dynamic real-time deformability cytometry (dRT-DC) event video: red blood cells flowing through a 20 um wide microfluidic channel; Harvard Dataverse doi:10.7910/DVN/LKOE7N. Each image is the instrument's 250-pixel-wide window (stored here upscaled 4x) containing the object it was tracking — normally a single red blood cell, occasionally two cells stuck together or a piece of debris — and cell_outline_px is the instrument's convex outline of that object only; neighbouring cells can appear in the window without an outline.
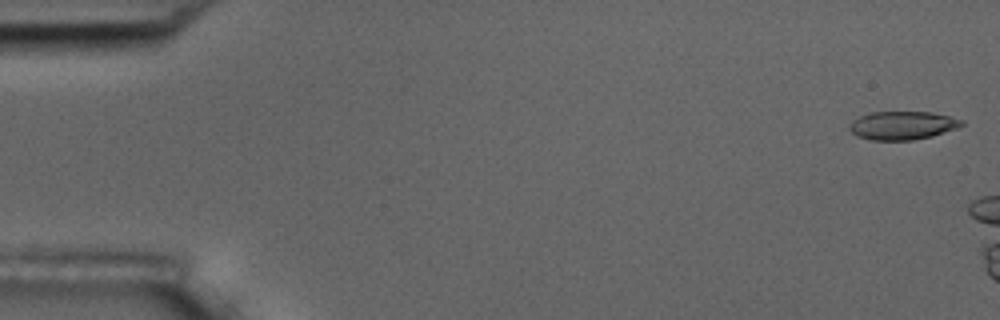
{"species": "common noctule bat (a hibernating species)", "species_latin": "Nyctalus noctula", "temperature_condition": "room temperature", "stored_images_in_passage": 7, "camera_frame_rate_fps": 3000, "um_per_image_px": 0.085, "animal": {"sex": "male", "body_mass_g": 17.5, "forearm_length_mm": 52.3}, "frame": {"image": 1, "passage_image": 1, "time_ms": 0.0, "image_size_px": [1000, 320], "cell_outline_px": [[964, 124], [956, 128], [932, 136], [912, 140], [868, 140], [856, 136], [848, 128], [852, 120], [868, 112], [932, 112], [964, 120]], "centroid_in_image_um": [76.67, 10.66], "position_along_channel_um": 8.3, "area_um2": 18.61}}